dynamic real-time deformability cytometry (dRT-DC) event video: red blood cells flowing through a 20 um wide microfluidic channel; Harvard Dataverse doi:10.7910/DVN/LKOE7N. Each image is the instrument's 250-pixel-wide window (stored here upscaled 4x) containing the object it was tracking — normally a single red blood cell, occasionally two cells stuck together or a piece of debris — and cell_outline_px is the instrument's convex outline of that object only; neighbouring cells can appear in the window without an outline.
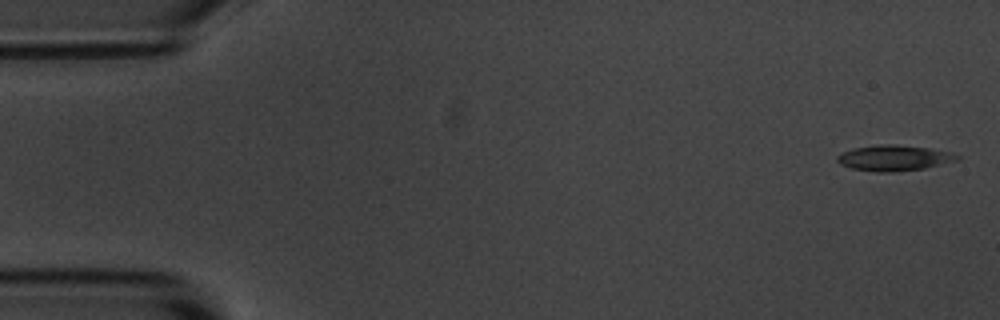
{"species": "common noctule bat (a hibernating species)", "species_latin": "Nyctalus noctula", "temperature_condition": "room temperature", "stored_images_in_passage": 5, "camera_frame_rate_fps": 3000, "um_per_image_px": 0.085, "animal": {"sex": "male", "body_mass_g": 20.1, "forearm_length_mm": 53.5}, "frame": {"image": 1, "passage_image": 1, "time_ms": 0.0, "image_size_px": [1000, 320], "cell_outline_px": [[960, 160], [924, 168], [892, 172], [880, 172], [852, 168], [840, 164], [836, 160], [836, 156], [852, 148], [880, 144], [896, 144], [928, 148], [952, 152], [960, 156]], "centroid_in_image_um": [76.01, 13.42], "position_along_channel_um": 9.0, "area_um2": 17.92}}
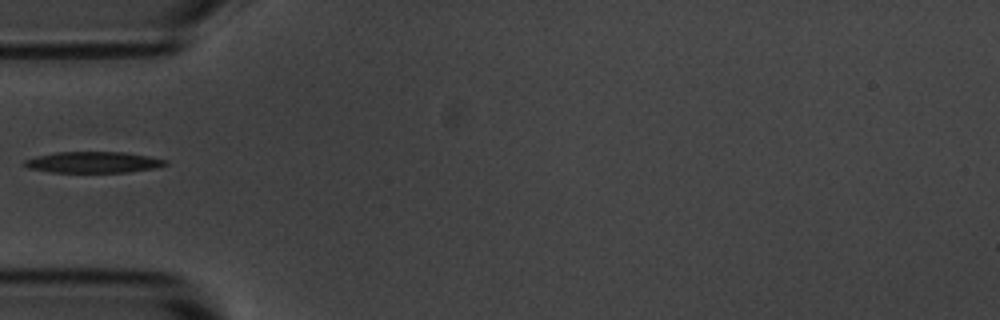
{"frame": {"image": 2, "passage_image": 5, "time_ms": 5.333, "image_size_px": [1000, 320], "cell_outline_px": [[168, 164], [152, 168], [124, 172], [52, 172], [28, 168], [24, 164], [24, 160], [36, 156], [56, 152], [120, 152], [148, 156], [168, 160]], "centroid_in_image_um": [7.9, 13.79], "position_along_channel_um": 77.1, "area_um2": 17.11}}